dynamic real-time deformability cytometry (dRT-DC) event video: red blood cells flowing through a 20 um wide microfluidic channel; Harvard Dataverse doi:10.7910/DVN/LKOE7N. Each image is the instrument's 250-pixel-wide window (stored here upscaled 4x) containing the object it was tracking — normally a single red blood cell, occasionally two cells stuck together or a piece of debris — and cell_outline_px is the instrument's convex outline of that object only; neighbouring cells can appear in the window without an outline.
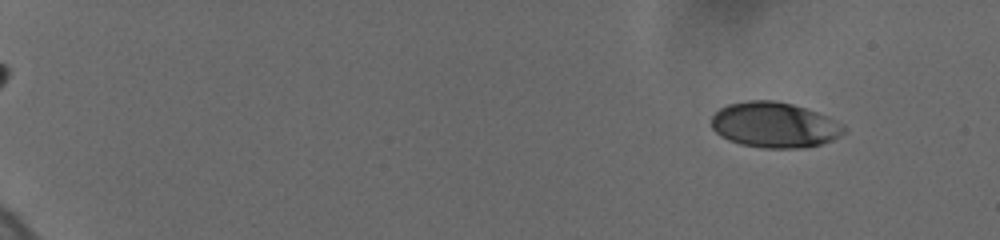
{"species": "human", "species_latin": "Homo sapiens", "temperature_condition": "cold", "stored_images_in_passage": 43, "camera_frame_rate_fps": 3000, "um_per_image_px": 0.085, "donor": {"sex": "female"}, "frame": {"image": 1, "passage_image": 13, "time_ms": 2.333, "image_size_px": [1000, 240], "cell_outline_px": [[844, 132], [840, 136], [832, 140], [820, 144], [800, 148], [764, 148], [740, 144], [728, 140], [720, 136], [712, 128], [712, 116], [720, 108], [728, 104], [748, 100], [772, 100], [792, 104], [816, 112], [824, 116], [844, 128]], "centroid_in_image_um": [65.75, 10.62], "position_along_channel_um": 19.2, "area_um2": 34.62}}
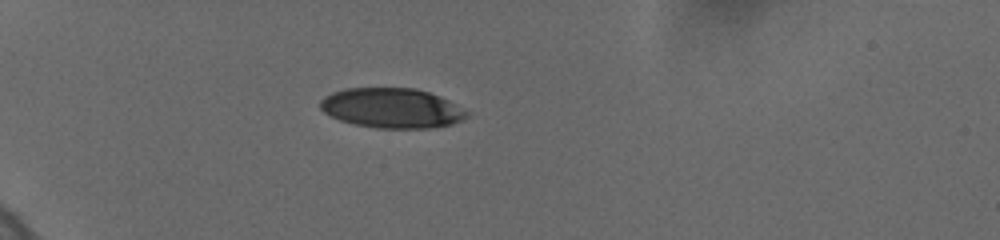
{"frame": {"image": 2, "passage_image": 38, "time_ms": 6.667, "image_size_px": [1000, 240], "cell_outline_px": [[468, 116], [452, 124], [428, 128], [376, 128], [352, 124], [340, 120], [324, 112], [320, 108], [320, 100], [324, 96], [332, 92], [344, 88], [416, 88], [440, 96], [456, 104], [468, 112]], "centroid_in_image_um": [33.28, 9.18], "position_along_channel_um": 51.7, "area_um2": 34.1}}